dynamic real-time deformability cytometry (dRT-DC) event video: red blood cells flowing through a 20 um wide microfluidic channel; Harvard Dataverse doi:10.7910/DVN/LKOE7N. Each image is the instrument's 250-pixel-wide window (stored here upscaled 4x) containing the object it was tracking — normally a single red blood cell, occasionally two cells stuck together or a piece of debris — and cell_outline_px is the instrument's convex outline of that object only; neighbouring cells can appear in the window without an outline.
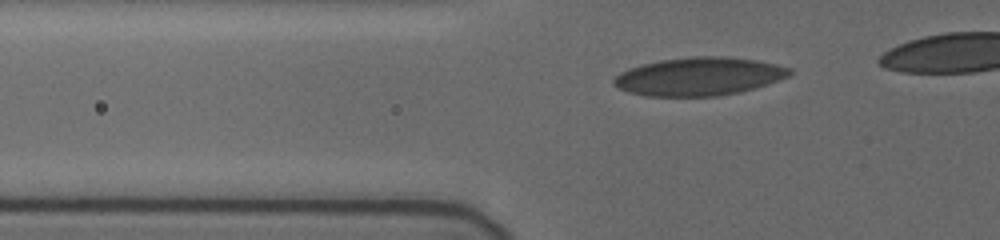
{"species": "human", "species_latin": "Homo sapiens", "temperature_condition": "cold", "stored_images_in_passage": 34, "camera_frame_rate_fps": 3000, "um_per_image_px": 0.085, "donor": {"sex": "female"}, "frame": {"image": 1, "passage_image": 4, "time_ms": 1.0, "image_size_px": [1000, 240], "cell_outline_px": [[792, 72], [788, 76], [740, 92], [716, 96], [648, 96], [628, 92], [612, 84], [612, 80], [620, 72], [628, 68], [640, 64], [660, 60], [696, 56], [720, 56], [756, 60], [776, 64], [792, 68]], "centroid_in_image_um": [59.36, 6.49], "position_along_channel_um": 66.4, "area_um2": 38.9}}
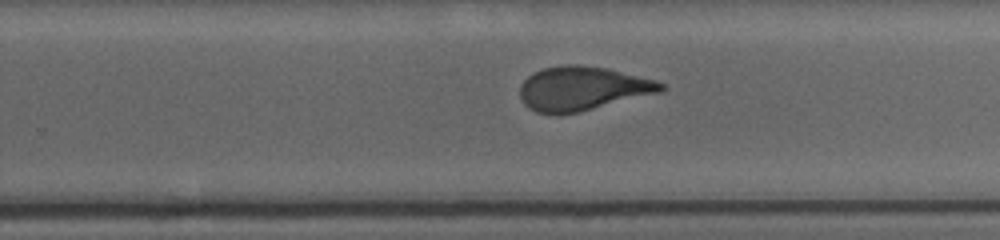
{"frame": {"image": 2, "passage_image": 22, "time_ms": 7.0, "image_size_px": [1000, 240], "cell_outline_px": [[668, 88], [660, 92], [580, 112], [536, 112], [528, 108], [524, 104], [520, 96], [520, 88], [524, 80], [528, 76], [544, 68], [564, 64], [580, 64], [608, 68], [656, 80], [664, 84]], "centroid_in_image_um": [49.54, 7.5], "position_along_channel_um": 280.3, "area_um2": 35.89}}
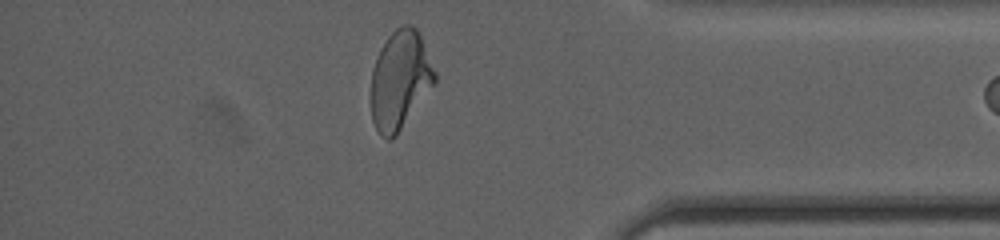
{"frame": {"image": 3, "passage_image": 33, "time_ms": 10.667, "image_size_px": [1000, 240], "cell_outline_px": [[436, 80], [396, 136], [392, 140], [388, 140], [380, 136], [372, 120], [372, 68], [380, 48], [388, 36], [396, 28], [404, 24], [412, 24], [416, 28], [420, 36], [436, 72]], "centroid_in_image_um": [33.99, 6.79], "position_along_channel_um": 401.2, "area_um2": 36.18}}